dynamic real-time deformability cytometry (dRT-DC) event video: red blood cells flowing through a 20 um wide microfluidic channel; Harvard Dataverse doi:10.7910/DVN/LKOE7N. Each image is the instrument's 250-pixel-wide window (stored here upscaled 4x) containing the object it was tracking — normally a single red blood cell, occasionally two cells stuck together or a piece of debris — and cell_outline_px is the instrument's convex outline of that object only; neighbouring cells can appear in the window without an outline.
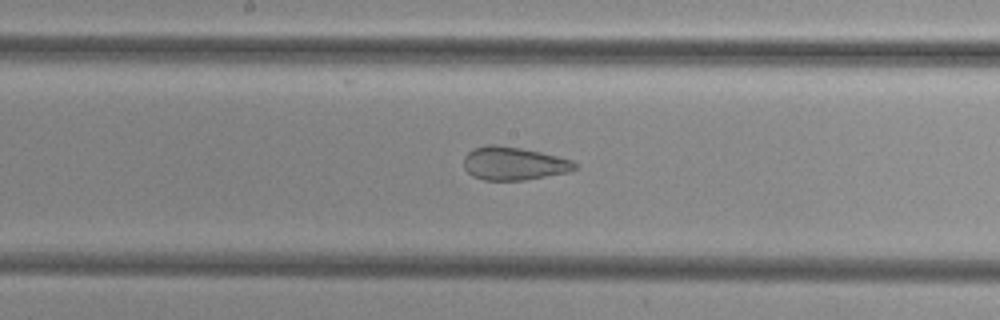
{"species": "common noctule bat (a hibernating species)", "species_latin": "Nyctalus noctula", "temperature_condition": "cold", "stored_images_in_passage": 40, "camera_frame_rate_fps": 3000, "um_per_image_px": 0.085, "animal": {"sex": "female", "body_mass_g": 29.2, "forearm_length_mm": 56.3}, "frame": {"image": 1, "passage_image": 18, "time_ms": 5.667, "image_size_px": [1000, 320], "cell_outline_px": [[576, 168], [568, 172], [524, 180], [484, 180], [472, 176], [464, 168], [464, 156], [472, 148], [488, 144], [496, 144], [520, 148], [540, 152], [572, 160], [576, 164]], "centroid_in_image_um": [43.62, 13.89], "position_along_channel_um": 204.6, "area_um2": 21.44}}